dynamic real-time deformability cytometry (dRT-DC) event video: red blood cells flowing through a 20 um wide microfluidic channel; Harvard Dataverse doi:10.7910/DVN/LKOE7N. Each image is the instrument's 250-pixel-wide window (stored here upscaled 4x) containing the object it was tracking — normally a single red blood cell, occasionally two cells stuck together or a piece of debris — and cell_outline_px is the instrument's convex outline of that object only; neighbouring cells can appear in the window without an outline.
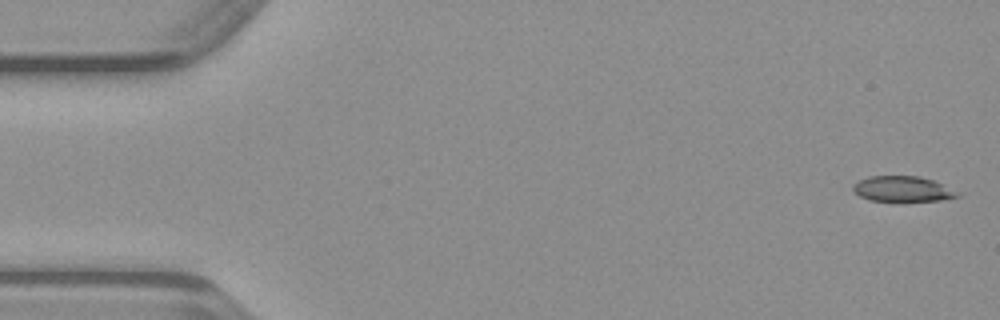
{"species": "common noctule bat (a hibernating species)", "species_latin": "Nyctalus noctula", "temperature_condition": "warm", "stored_images_in_passage": 48, "camera_frame_rate_fps": 3000, "um_per_image_px": 0.085, "animal": {"sex": "male", "body_mass_g": 23.1, "forearm_length_mm": 52.7}, "frame": {"image": 1, "passage_image": 1, "time_ms": 0.0, "image_size_px": [1000, 320], "cell_outline_px": [[960, 196], [940, 200], [904, 204], [868, 200], [852, 192], [852, 188], [860, 180], [868, 176], [920, 176], [932, 180], [956, 192]], "centroid_in_image_um": [76.66, 16.12], "position_along_channel_um": 8.3, "area_um2": 16.01}}
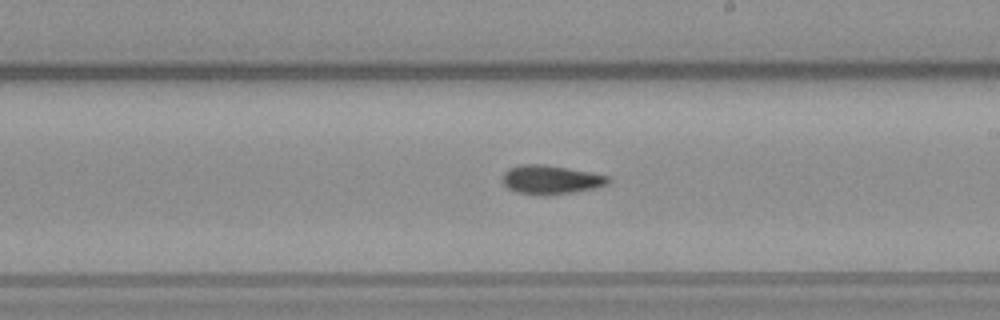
{"frame": {"image": 2, "passage_image": 27, "time_ms": 8.667, "image_size_px": [1000, 320], "cell_outline_px": [[612, 180], [608, 184], [596, 188], [572, 192], [544, 196], [516, 192], [508, 188], [504, 184], [504, 172], [508, 168], [520, 164], [544, 164], [592, 172], [608, 176]], "centroid_in_image_um": [46.84, 15.27], "position_along_channel_um": 242.2, "area_um2": 17.92}}
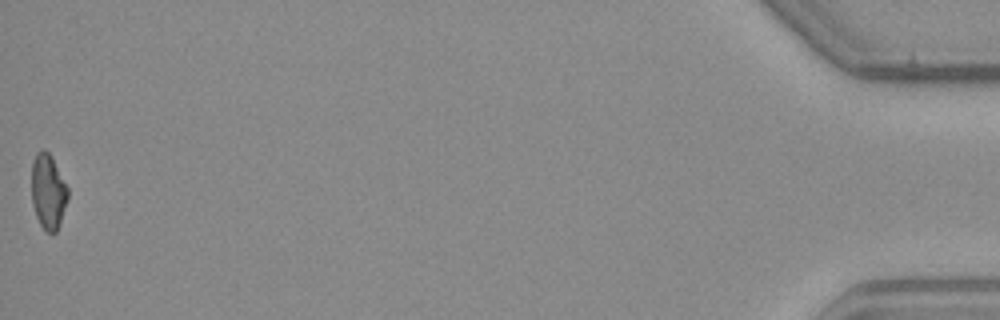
{"frame": {"image": 3, "passage_image": 48, "time_ms": 15.667, "image_size_px": [1000, 320], "cell_outline_px": [[68, 200], [56, 232], [48, 232], [40, 224], [36, 216], [32, 204], [32, 160], [36, 152], [40, 148], [44, 148], [52, 156], [68, 188]], "centroid_in_image_um": [4.08, 16.22], "position_along_channel_um": 431.1, "area_um2": 15.95}}